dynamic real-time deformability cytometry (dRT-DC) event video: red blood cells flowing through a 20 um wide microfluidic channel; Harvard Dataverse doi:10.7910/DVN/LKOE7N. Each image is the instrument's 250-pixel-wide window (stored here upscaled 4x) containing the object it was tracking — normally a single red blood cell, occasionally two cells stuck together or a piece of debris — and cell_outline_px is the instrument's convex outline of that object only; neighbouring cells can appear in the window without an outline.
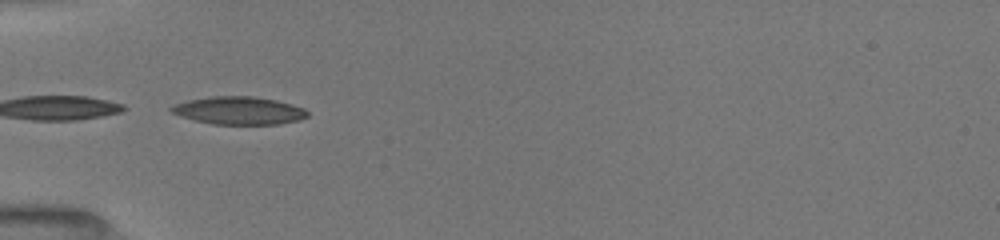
{"species": "common noctule bat (a hibernating species)", "species_latin": "Nyctalus noctula", "temperature_condition": "room temperature", "stored_images_in_passage": 23, "camera_frame_rate_fps": 3000, "um_per_image_px": 0.085, "animal": {"sex": "female", "body_mass_g": 19.5, "forearm_length_mm": 54.1}, "frame": {"image": 1, "passage_image": 1, "time_ms": 0.0, "image_size_px": [1000, 240], "cell_outline_px": [[308, 116], [300, 120], [280, 124], [212, 124], [180, 116], [172, 112], [168, 108], [176, 104], [188, 100], [212, 96], [252, 96], [276, 100], [292, 104], [304, 108], [308, 112]], "centroid_in_image_um": [20.34, 9.4], "position_along_channel_um": 64.7, "area_um2": 22.02}}
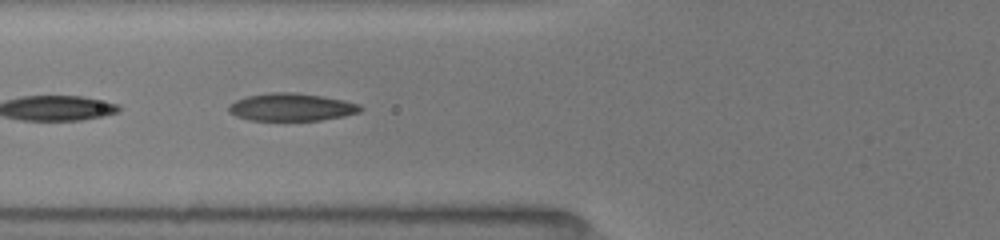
{"frame": {"image": 2, "passage_image": 4, "time_ms": 1.0, "image_size_px": [1000, 240], "cell_outline_px": [[364, 108], [360, 112], [344, 116], [320, 120], [248, 120], [236, 116], [228, 112], [228, 104], [244, 96], [268, 92], [296, 92], [344, 100], [360, 104]], "centroid_in_image_um": [24.74, 9.1], "position_along_channel_um": 101.1, "area_um2": 21.44}}